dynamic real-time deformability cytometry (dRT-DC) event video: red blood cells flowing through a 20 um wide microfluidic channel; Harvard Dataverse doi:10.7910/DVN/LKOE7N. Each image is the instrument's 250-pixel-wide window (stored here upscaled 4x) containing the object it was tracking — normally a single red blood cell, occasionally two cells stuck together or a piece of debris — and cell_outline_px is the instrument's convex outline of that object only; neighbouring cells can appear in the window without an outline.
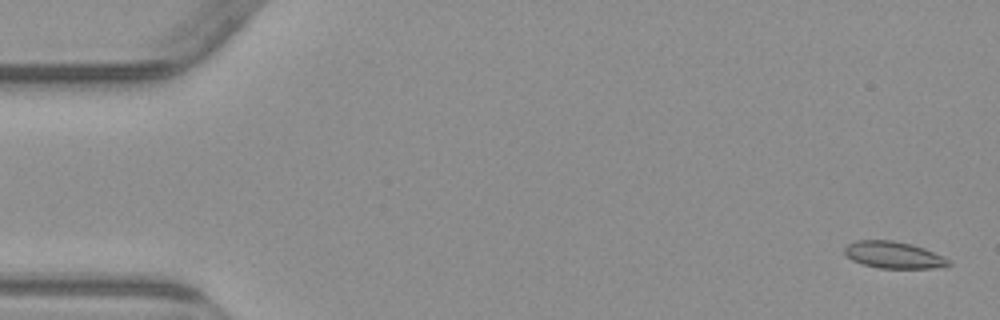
{"species": "common noctule bat (a hibernating species)", "species_latin": "Nyctalus noctula", "temperature_condition": "warm", "stored_images_in_passage": 5, "camera_frame_rate_fps": 3000, "um_per_image_px": 0.085, "animal": {"sex": "male", "body_mass_g": 23.1, "forearm_length_mm": 52.7}, "frame": {"image": 1, "passage_image": 1, "time_ms": 0.0, "image_size_px": [1000, 320], "cell_outline_px": [[952, 264], [932, 268], [880, 268], [864, 264], [852, 260], [844, 256], [844, 248], [848, 244], [856, 240], [892, 240], [912, 244], [924, 248], [944, 256], [952, 260]], "centroid_in_image_um": [75.96, 21.66], "position_along_channel_um": 9.0, "area_um2": 16.36}}
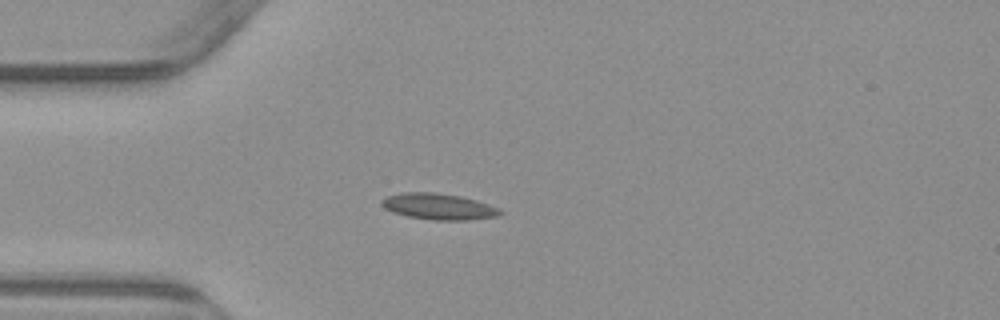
{"frame": {"image": 2, "passage_image": 4, "time_ms": 4.333, "image_size_px": [1000, 320], "cell_outline_px": [[504, 212], [500, 216], [468, 220], [432, 220], [408, 216], [392, 212], [384, 208], [380, 204], [380, 200], [388, 196], [400, 192], [436, 192], [460, 196], [476, 200], [500, 208]], "centroid_in_image_um": [37.29, 17.55], "position_along_channel_um": 47.7, "area_um2": 18.26}}